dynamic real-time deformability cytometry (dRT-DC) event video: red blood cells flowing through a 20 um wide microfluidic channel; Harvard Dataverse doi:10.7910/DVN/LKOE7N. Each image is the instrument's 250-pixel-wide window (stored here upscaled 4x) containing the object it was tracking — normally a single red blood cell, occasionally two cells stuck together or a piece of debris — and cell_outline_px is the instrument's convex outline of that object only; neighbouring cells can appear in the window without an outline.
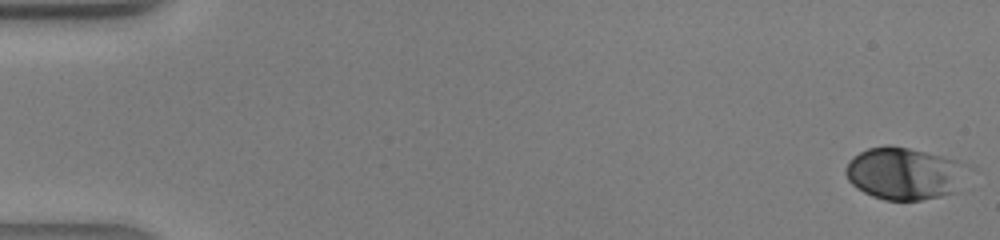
{"species": "human", "species_latin": "Homo sapiens", "temperature_condition": "warm", "stored_images_in_passage": 42, "camera_frame_rate_fps": 3000, "um_per_image_px": 0.085, "donor": {"sex": "male"}, "frame": {"image": 1, "passage_image": 1, "time_ms": 0.0, "image_size_px": [1000, 240], "cell_outline_px": [[960, 192], [920, 200], [884, 200], [872, 196], [856, 188], [848, 180], [844, 172], [844, 168], [848, 160], [852, 156], [868, 148], [888, 144], [908, 148], [956, 160]], "centroid_in_image_um": [76.68, 14.76], "position_along_channel_um": 8.3, "area_um2": 36.18}}
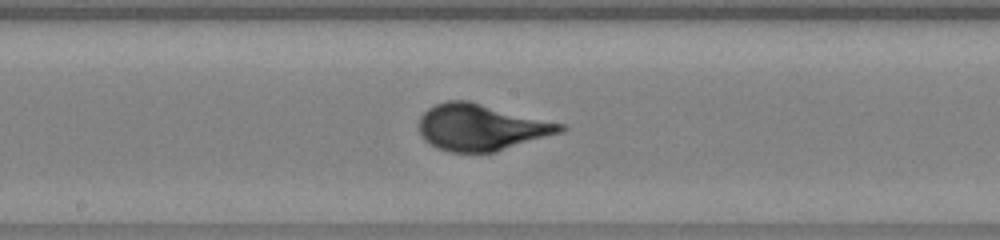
{"frame": {"image": 2, "passage_image": 23, "time_ms": 7.333, "image_size_px": [1000, 240], "cell_outline_px": [[568, 128], [564, 132], [496, 152], [448, 152], [436, 148], [424, 140], [420, 132], [420, 116], [428, 108], [436, 104], [448, 100], [468, 100], [568, 124]], "centroid_in_image_um": [40.98, 10.82], "position_along_channel_um": 207.2, "area_um2": 38.84}}
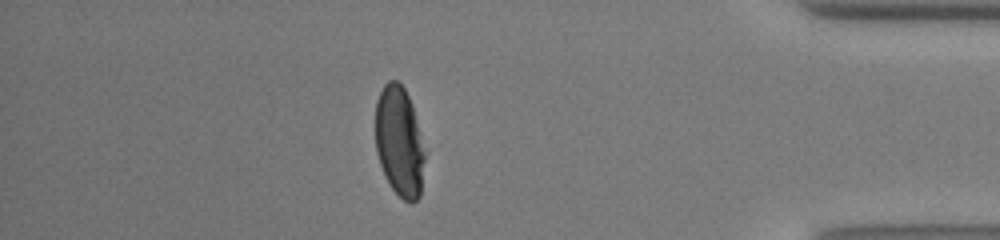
{"frame": {"image": 3, "passage_image": 37, "time_ms": 12.0, "image_size_px": [1000, 240], "cell_outline_px": [[424, 160], [420, 196], [412, 204], [404, 200], [392, 188], [384, 176], [376, 152], [376, 100], [384, 84], [388, 80], [396, 80], [404, 88], [412, 104], [424, 152]], "centroid_in_image_um": [33.92, 12.04], "position_along_channel_um": 401.3, "area_um2": 31.39}}